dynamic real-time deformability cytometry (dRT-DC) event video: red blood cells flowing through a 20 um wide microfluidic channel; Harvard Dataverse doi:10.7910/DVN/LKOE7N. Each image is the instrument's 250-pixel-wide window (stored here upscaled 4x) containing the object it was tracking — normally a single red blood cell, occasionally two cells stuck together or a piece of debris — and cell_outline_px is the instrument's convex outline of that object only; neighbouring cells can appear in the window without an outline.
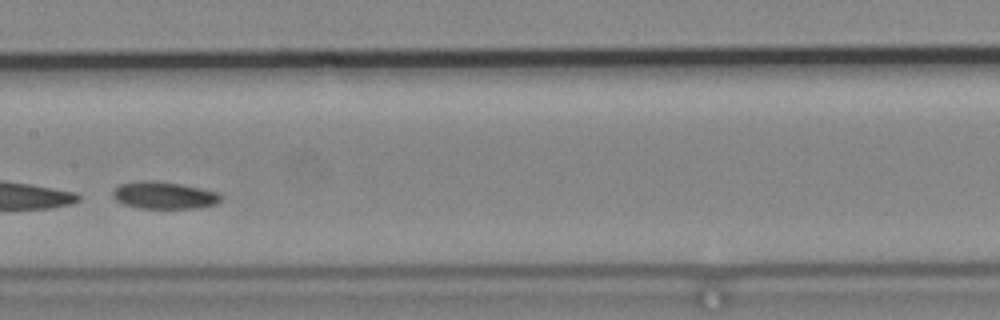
{"species": "common noctule bat (a hibernating species)", "species_latin": "Nyctalus noctula", "temperature_condition": "cold", "stored_images_in_passage": 38, "camera_frame_rate_fps": 3000, "um_per_image_px": 0.085, "animal": {"sex": "male", "body_mass_g": 19.2, "forearm_length_mm": 51.8}, "frame": {"image": 1, "passage_image": 20, "time_ms": 6.333, "image_size_px": [1000, 320], "cell_outline_px": [[224, 196], [216, 204], [200, 208], [140, 208], [124, 204], [116, 200], [112, 196], [112, 192], [120, 184], [140, 180], [152, 180], [180, 184], [220, 192]], "centroid_in_image_um": [13.98, 16.6], "position_along_channel_um": 193.4, "area_um2": 17.22}}
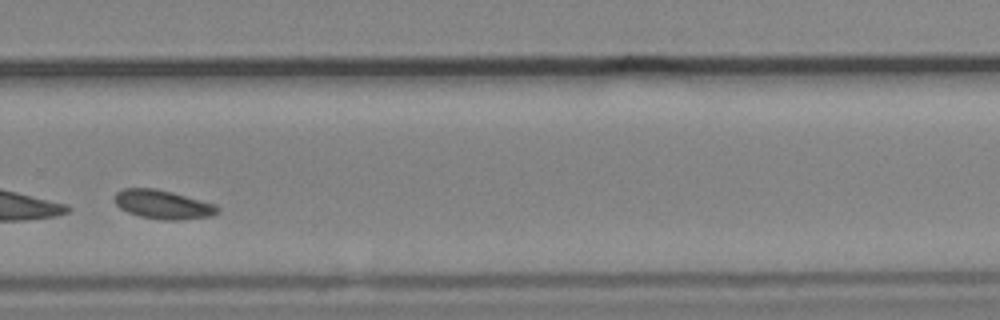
{"frame": {"image": 2, "passage_image": 30, "time_ms": 9.667, "image_size_px": [1000, 320], "cell_outline_px": [[220, 212], [212, 216], [184, 220], [164, 220], [140, 216], [128, 212], [120, 208], [116, 204], [112, 196], [116, 192], [124, 188], [152, 188], [172, 192], [216, 204], [220, 208]], "centroid_in_image_um": [13.87, 17.39], "position_along_channel_um": 315.9, "area_um2": 17.51}}
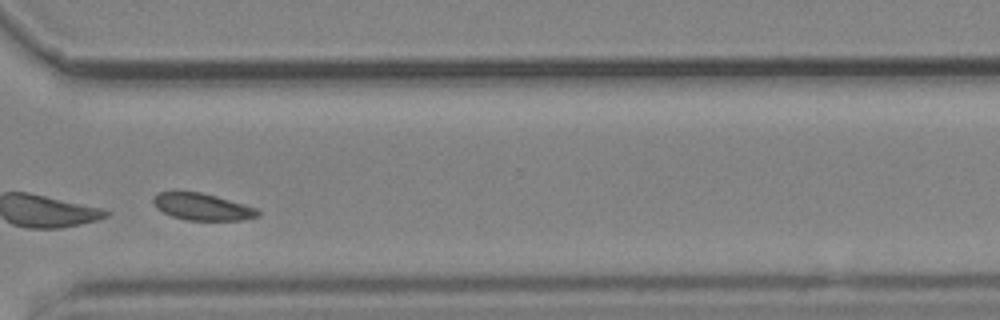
{"frame": {"image": 3, "passage_image": 33, "time_ms": 10.667, "image_size_px": [1000, 320], "cell_outline_px": [[260, 216], [244, 220], [184, 220], [172, 216], [156, 208], [152, 200], [160, 192], [200, 192], [216, 196], [256, 208], [260, 212]], "centroid_in_image_um": [17.21, 17.59], "position_along_channel_um": 353.4, "area_um2": 16.18}, "authors_computed_cell_mechanics": {"area_um2": 17.7157, "velocity_mm_per_s": 3.6894, "shape_relaxation_time_tau1_ms": 0.2914, "shape_relaxation_time_tau2_ms": 3.0782, "deformation_change_tau1": 0.209, "deformation_change_tau2": 0.0593}}